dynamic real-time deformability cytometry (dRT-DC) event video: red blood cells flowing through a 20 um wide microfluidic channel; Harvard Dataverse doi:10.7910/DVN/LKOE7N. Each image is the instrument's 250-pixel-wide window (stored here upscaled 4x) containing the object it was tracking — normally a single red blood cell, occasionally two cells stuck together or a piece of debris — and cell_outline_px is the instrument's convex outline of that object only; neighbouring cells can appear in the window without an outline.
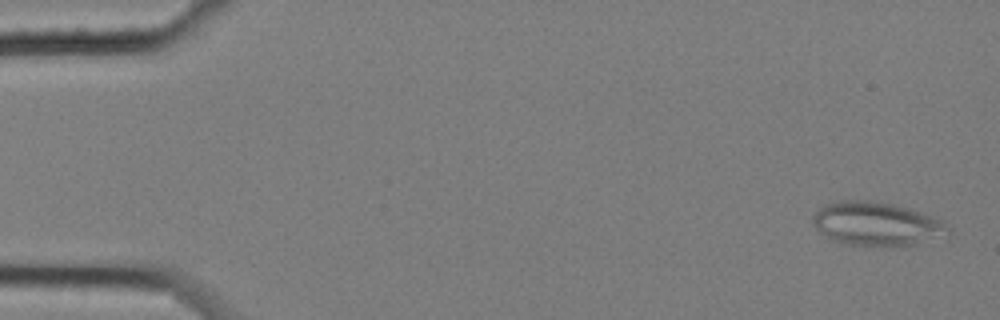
{"species": "common noctule bat (a hibernating species)", "species_latin": "Nyctalus noctula", "temperature_condition": "cold", "stored_images_in_passage": 5, "camera_frame_rate_fps": 3000, "um_per_image_px": 0.085, "animal": {"sex": "female", "body_mass_g": 25.1}, "frame": {"image": 1, "passage_image": 1, "time_ms": 0.0, "image_size_px": [1000, 320], "cell_outline_px": [[952, 232], [916, 244], [840, 244], [832, 240], [820, 232], [816, 228], [812, 220], [812, 216], [824, 204], [836, 200], [872, 200], [892, 204], [908, 208], [932, 216], [940, 220], [952, 228]], "centroid_in_image_um": [74.47, 18.99], "position_along_channel_um": 10.5, "area_um2": 33.93}}